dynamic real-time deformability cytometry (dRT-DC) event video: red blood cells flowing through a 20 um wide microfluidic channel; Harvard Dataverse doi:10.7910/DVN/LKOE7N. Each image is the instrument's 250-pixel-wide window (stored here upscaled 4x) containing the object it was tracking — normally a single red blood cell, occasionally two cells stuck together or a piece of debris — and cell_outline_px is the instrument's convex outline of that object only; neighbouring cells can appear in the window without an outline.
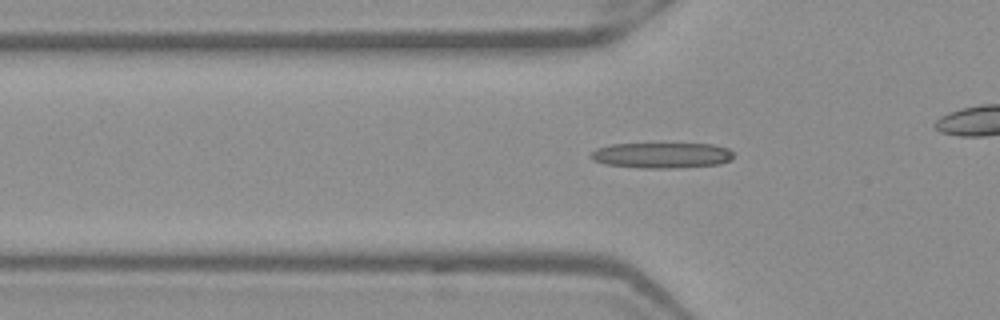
{"species": "Egyptian fruit bat (a non-hibernating species)", "species_latin": "Rousettus aegyptiacus", "temperature_condition": "warm", "stored_images_in_passage": 43, "camera_frame_rate_fps": 3000, "um_per_image_px": 0.085, "frame": {"image": 1, "passage_image": 18, "time_ms": 5.667, "image_size_px": [1000, 320], "cell_outline_px": [[736, 156], [732, 160], [720, 164], [680, 168], [640, 168], [604, 164], [592, 160], [588, 156], [596, 148], [608, 144], [712, 144], [728, 148]], "centroid_in_image_um": [56.25, 13.21], "position_along_channel_um": 69.6, "area_um2": 21.62}}
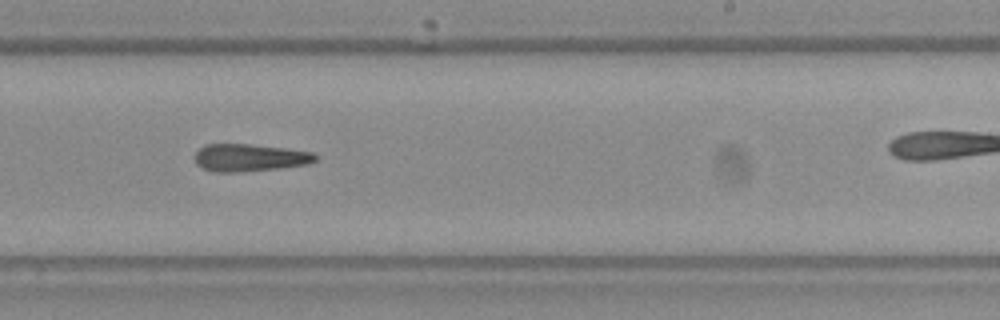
{"frame": {"image": 2, "passage_image": 33, "time_ms": 10.667, "image_size_px": [1000, 320], "cell_outline_px": [[316, 160], [308, 164], [280, 168], [240, 172], [212, 172], [196, 164], [196, 152], [204, 144], [252, 144], [288, 148], [312, 152], [316, 156]], "centroid_in_image_um": [21.22, 13.4], "position_along_channel_um": 267.8, "area_um2": 19.36}}
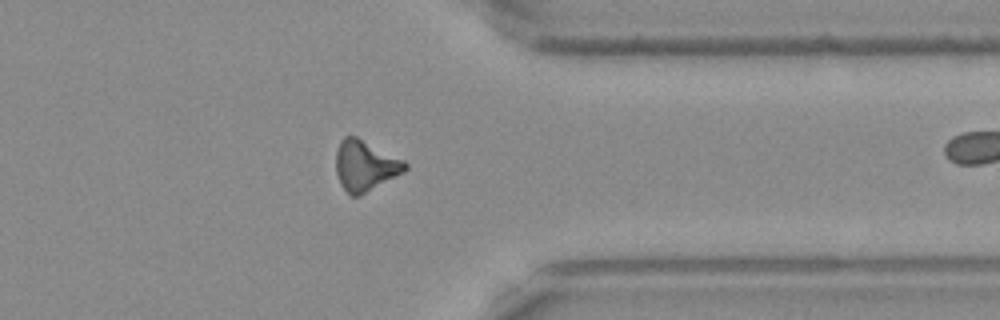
{"frame": {"image": 3, "passage_image": 42, "time_ms": 13.667, "image_size_px": [1000, 320], "cell_outline_px": [[408, 168], [404, 172], [360, 196], [352, 196], [340, 184], [336, 172], [336, 152], [340, 140], [344, 136], [356, 136], [404, 160], [408, 164]], "centroid_in_image_um": [31.04, 14.08], "position_along_channel_um": 380.4, "area_um2": 20.35}}